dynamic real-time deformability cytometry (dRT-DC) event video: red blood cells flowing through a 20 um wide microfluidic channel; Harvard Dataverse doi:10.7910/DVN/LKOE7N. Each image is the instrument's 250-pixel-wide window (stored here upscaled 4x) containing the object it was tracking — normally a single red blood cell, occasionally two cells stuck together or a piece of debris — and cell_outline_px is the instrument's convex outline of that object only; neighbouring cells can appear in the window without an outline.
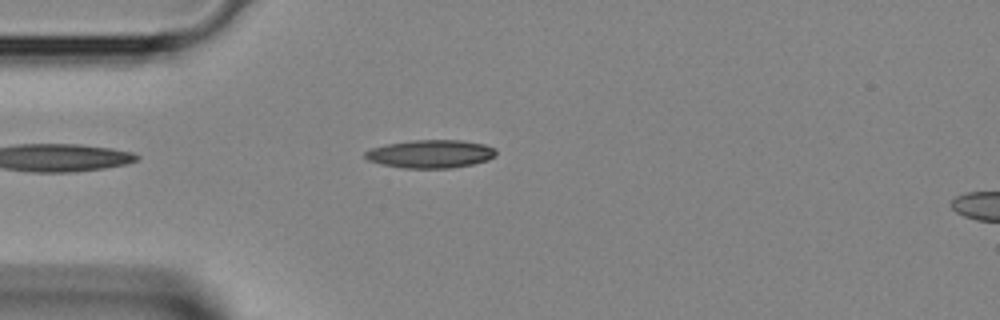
{"species": "Egyptian fruit bat (a non-hibernating species)", "species_latin": "Rousettus aegyptiacus", "temperature_condition": "room temperature", "stored_images_in_passage": 2, "segment_of_instrument_passage": [1, 2], "camera_frame_rate_fps": 3000, "um_per_image_px": 0.085, "animal": {"sex": "female"}, "frame": {"image": 1, "passage_image": 1, "time_ms": 0.0, "image_size_px": [1000, 320], "cell_outline_px": [[496, 156], [488, 160], [472, 164], [452, 168], [404, 168], [384, 164], [368, 160], [364, 156], [364, 152], [372, 148], [388, 144], [412, 140], [460, 140], [484, 144], [496, 148]], "centroid_in_image_um": [36.64, 13.08], "position_along_channel_um": 48.4, "area_um2": 21.39}}